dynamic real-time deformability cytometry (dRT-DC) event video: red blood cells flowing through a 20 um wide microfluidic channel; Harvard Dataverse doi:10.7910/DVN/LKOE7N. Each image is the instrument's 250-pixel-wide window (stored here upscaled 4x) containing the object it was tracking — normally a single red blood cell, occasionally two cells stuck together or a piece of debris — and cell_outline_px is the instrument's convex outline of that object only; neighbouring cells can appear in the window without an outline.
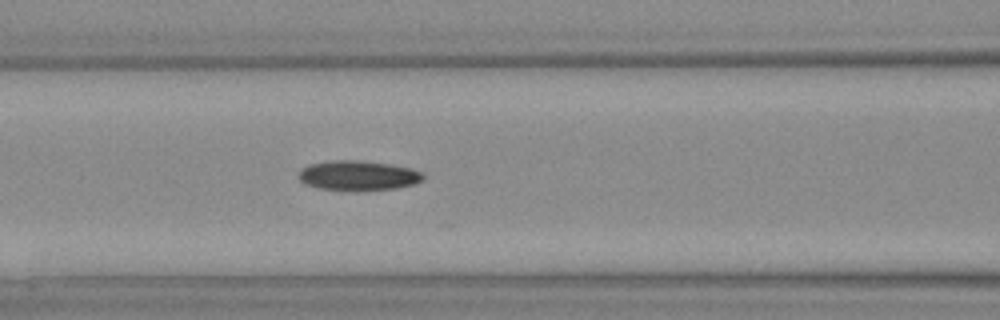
{"species": "Egyptian fruit bat (a non-hibernating species)", "species_latin": "Rousettus aegyptiacus", "temperature_condition": "warm", "stored_images_in_passage": 31, "camera_frame_rate_fps": 3000, "um_per_image_px": 0.085, "animal": {"sex": "female"}, "frame": {"image": 1, "passage_image": 10, "time_ms": 3.0, "image_size_px": [1000, 320], "cell_outline_px": [[424, 180], [412, 184], [396, 188], [320, 188], [304, 184], [296, 176], [296, 172], [300, 168], [308, 164], [332, 160], [356, 160], [388, 164], [408, 168], [420, 172], [424, 176]], "centroid_in_image_um": [30.34, 14.87], "position_along_channel_um": 136.3, "area_um2": 20.87}}